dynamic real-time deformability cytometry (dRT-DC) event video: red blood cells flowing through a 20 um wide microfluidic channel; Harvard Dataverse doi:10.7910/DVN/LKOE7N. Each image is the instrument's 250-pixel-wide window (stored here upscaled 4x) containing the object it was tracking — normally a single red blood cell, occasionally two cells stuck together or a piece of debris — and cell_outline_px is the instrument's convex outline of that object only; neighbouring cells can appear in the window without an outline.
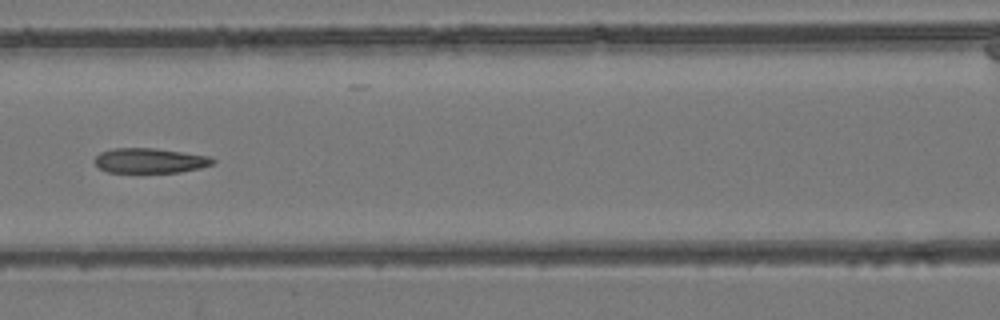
{"species": "common noctule bat (a hibernating species)", "species_latin": "Nyctalus noctula", "temperature_condition": "room temperature", "stored_images_in_passage": 7, "camera_frame_rate_fps": 3000, "um_per_image_px": 0.085, "animal": {"sex": "female", "body_mass_g": 24.6, "forearm_length_mm": 56.2}, "frame": {"image": 1, "passage_image": 7, "time_ms": 7.0, "image_size_px": [1000, 320], "cell_outline_px": [[216, 160], [212, 164], [200, 168], [180, 172], [108, 172], [100, 168], [92, 160], [100, 152], [112, 148], [152, 148], [208, 156]], "centroid_in_image_um": [12.7, 13.65], "position_along_channel_um": 153.9, "area_um2": 16.99}}